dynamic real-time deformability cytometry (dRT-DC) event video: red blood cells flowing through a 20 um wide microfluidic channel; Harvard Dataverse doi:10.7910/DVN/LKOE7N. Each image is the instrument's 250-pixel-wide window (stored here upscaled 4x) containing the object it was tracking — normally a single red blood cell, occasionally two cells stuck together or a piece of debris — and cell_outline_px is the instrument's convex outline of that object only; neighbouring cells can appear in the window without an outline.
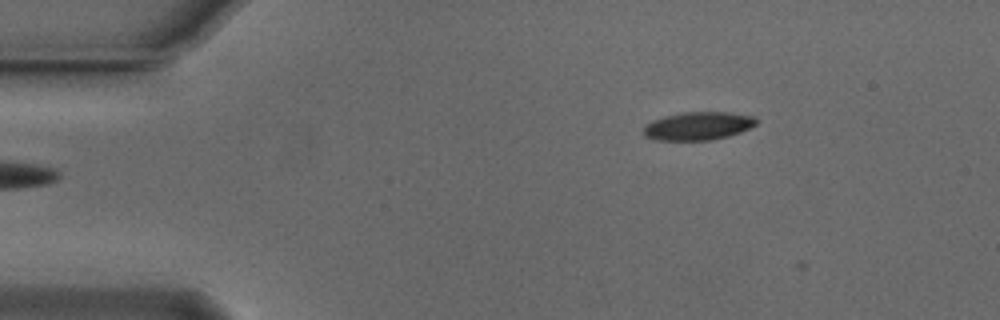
{"species": "Egyptian fruit bat (a non-hibernating species)", "species_latin": "Rousettus aegyptiacus", "temperature_condition": "cold", "stored_images_in_passage": 6, "camera_frame_rate_fps": 3000, "um_per_image_px": 0.085, "animal": {"sex": "male"}, "frame": {"image": 1, "passage_image": 5, "time_ms": 1.333, "image_size_px": [1000, 320], "cell_outline_px": [[756, 124], [740, 132], [728, 136], [712, 140], [656, 140], [644, 136], [644, 124], [652, 120], [664, 116], [680, 112], [728, 112], [756, 116]], "centroid_in_image_um": [59.31, 10.7], "position_along_channel_um": 25.7, "area_um2": 18.61}}